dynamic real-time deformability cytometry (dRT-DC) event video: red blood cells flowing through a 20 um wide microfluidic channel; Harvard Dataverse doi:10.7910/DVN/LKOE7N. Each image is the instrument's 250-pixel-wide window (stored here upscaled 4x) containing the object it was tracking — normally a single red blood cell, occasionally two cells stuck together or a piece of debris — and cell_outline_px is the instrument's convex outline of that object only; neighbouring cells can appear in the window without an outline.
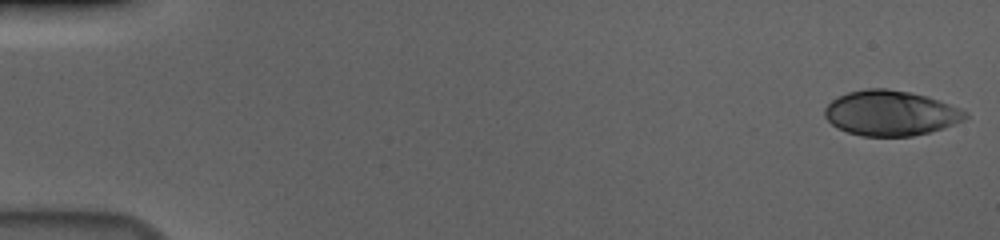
{"species": "human", "species_latin": "Homo sapiens", "temperature_condition": "cold", "stored_images_in_passage": 56, "camera_frame_rate_fps": 3000, "um_per_image_px": 0.085, "donor": {"sex": "male"}, "frame": {"image": 1, "passage_image": 1, "time_ms": 0.0, "image_size_px": [1000, 240], "cell_outline_px": [[968, 116], [964, 120], [928, 132], [912, 136], [860, 136], [836, 128], [824, 116], [824, 108], [832, 100], [848, 92], [868, 88], [888, 88], [912, 92], [928, 96], [940, 100], [960, 108], [968, 112]], "centroid_in_image_um": [75.69, 9.6], "position_along_channel_um": 9.3, "area_um2": 37.05}}
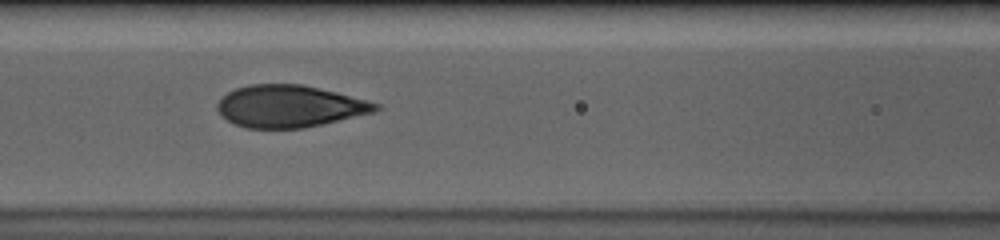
{"frame": {"image": 2, "passage_image": 25, "time_ms": 8.0, "image_size_px": [1000, 240], "cell_outline_px": [[380, 108], [376, 112], [304, 128], [248, 128], [236, 124], [228, 120], [216, 108], [216, 104], [228, 92], [236, 88], [248, 84], [300, 84], [336, 92], [380, 104]], "centroid_in_image_um": [24.62, 9.03], "position_along_channel_um": 142.0, "area_um2": 38.49}}
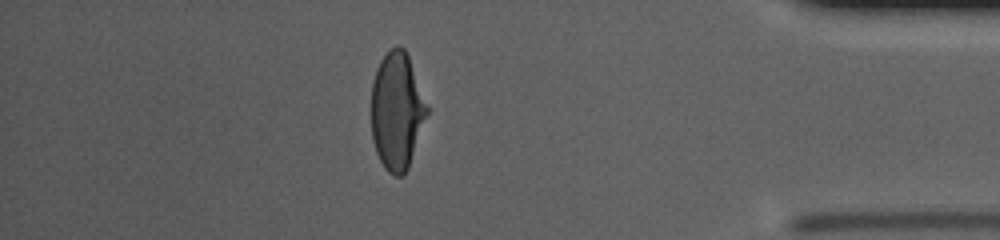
{"frame": {"image": 3, "passage_image": 49, "time_ms": 16.0, "image_size_px": [1000, 240], "cell_outline_px": [[428, 112], [408, 168], [400, 176], [396, 176], [388, 172], [384, 168], [376, 152], [372, 140], [372, 80], [376, 68], [380, 60], [396, 44], [404, 48], [408, 56], [428, 104]], "centroid_in_image_um": [33.73, 9.42], "position_along_channel_um": 401.5, "area_um2": 37.97}, "authors_computed_cell_mechanics": {"area_um2": 39.1017, "velocity_mm_per_s": 3.6841, "shape_relaxation_time_tau1_ms": 5.1979, "shape_relaxation_time_tau2_ms": null, "deformation_change_tau1": 0.2022, "deformation_change_tau2": null}}